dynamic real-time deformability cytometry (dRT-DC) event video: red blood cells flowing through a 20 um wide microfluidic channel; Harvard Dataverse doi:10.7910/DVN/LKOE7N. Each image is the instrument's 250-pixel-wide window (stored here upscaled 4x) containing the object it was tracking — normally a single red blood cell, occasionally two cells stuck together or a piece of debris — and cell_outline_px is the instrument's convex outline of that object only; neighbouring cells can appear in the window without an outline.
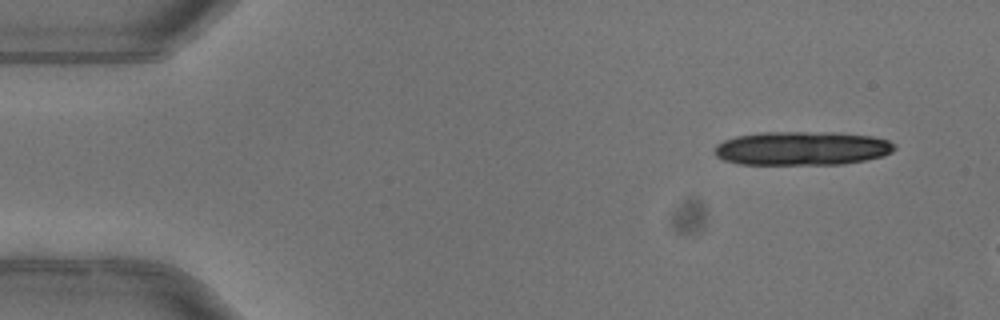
{"species": "common noctule bat (a hibernating species)", "species_latin": "Nyctalus noctula", "temperature_condition": "warm", "stored_images_in_passage": 3, "camera_frame_rate_fps": 3000, "um_per_image_px": 0.085, "animal": {"sex": "female"}, "frame": {"image": 1, "passage_image": 1, "time_ms": 0.0, "image_size_px": [1000, 320], "cell_outline_px": [[896, 148], [892, 152], [884, 156], [864, 160], [840, 164], [740, 164], [724, 160], [716, 156], [712, 152], [716, 144], [724, 140], [736, 136], [760, 132], [836, 132], [872, 136], [888, 140], [896, 144]], "centroid_in_image_um": [68.16, 12.6], "position_along_channel_um": 16.8, "area_um2": 35.78}}